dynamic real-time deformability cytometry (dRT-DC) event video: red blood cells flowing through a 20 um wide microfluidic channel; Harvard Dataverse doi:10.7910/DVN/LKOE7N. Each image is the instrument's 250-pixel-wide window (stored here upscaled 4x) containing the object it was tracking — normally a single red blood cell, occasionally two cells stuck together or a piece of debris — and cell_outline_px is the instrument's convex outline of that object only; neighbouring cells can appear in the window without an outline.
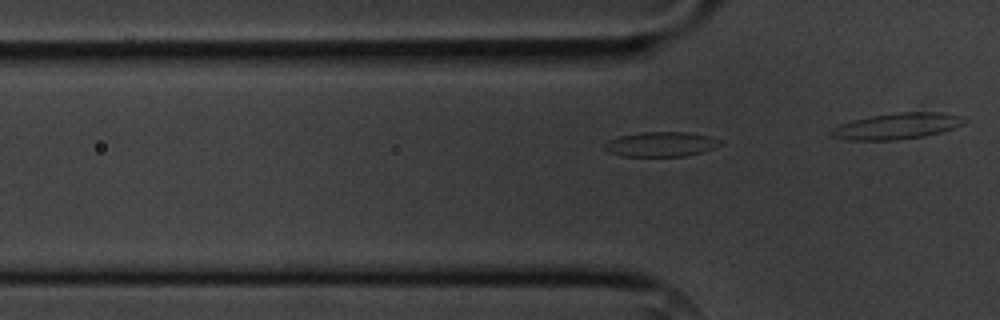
{"species": "common noctule bat (a hibernating species)", "species_latin": "Nyctalus noctula", "temperature_condition": "cold", "stored_images_in_passage": 7, "segment_of_instrument_passage": [2, 2], "camera_frame_rate_fps": 3000, "um_per_image_px": 0.085, "animal": {"sex": "male", "body_mass_g": 20.1, "forearm_length_mm": 53.5}, "frame": {"image": 1, "passage_image": 7, "time_ms": 7.0, "image_size_px": [1000, 320], "cell_outline_px": [[724, 140], [720, 144], [712, 148], [700, 152], [684, 156], [620, 156], [608, 152], [604, 148], [604, 144], [608, 140], [620, 136], [640, 132], [688, 132], [708, 136]], "centroid_in_image_um": [56.15, 12.25], "position_along_channel_um": 69.7, "area_um2": 16.65}}